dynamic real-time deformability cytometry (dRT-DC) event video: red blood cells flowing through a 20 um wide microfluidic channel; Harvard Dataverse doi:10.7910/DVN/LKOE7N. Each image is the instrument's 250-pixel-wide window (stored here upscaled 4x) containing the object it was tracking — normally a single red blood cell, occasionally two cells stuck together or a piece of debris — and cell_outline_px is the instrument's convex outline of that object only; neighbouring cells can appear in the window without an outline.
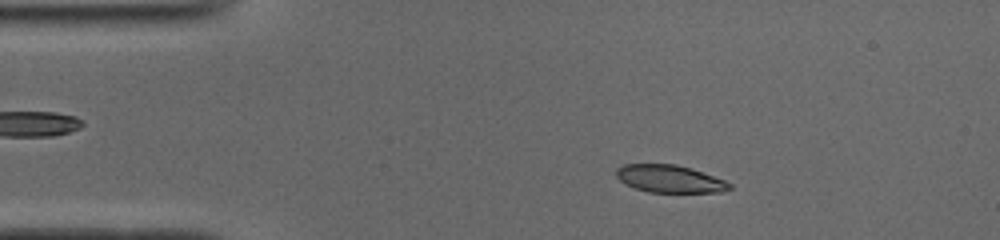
{"species": "common noctule bat (a hibernating species)", "species_latin": "Nyctalus noctula", "temperature_condition": "cold", "stored_images_in_passage": 50, "camera_frame_rate_fps": 3000, "um_per_image_px": 0.085, "animal": {"sex": "male", "body_mass_g": 19.0, "forearm_length_mm": 50.8}, "frame": {"image": 1, "passage_image": 8, "time_ms": 2.333, "image_size_px": [1000, 240], "cell_outline_px": [[732, 188], [720, 192], [648, 192], [624, 184], [616, 176], [616, 168], [624, 164], [676, 164], [692, 168], [724, 180], [732, 184]], "centroid_in_image_um": [56.91, 15.19], "position_along_channel_um": 28.1, "area_um2": 18.21}}
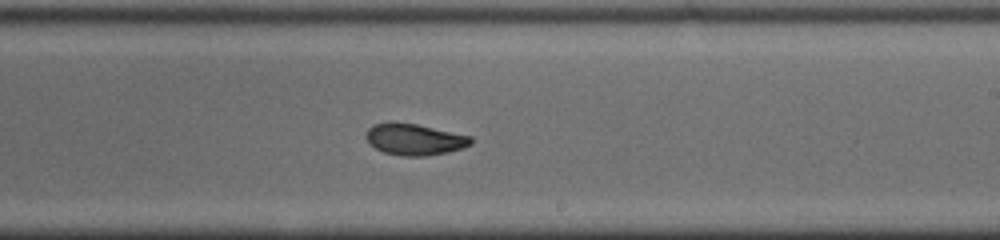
{"frame": {"image": 2, "passage_image": 29, "time_ms": 9.333, "image_size_px": [1000, 240], "cell_outline_px": [[472, 144], [464, 148], [448, 152], [424, 156], [400, 156], [384, 152], [368, 144], [364, 136], [368, 128], [372, 124], [416, 124], [472, 136]], "centroid_in_image_um": [35.25, 11.88], "position_along_channel_um": 253.8, "area_um2": 19.02}}
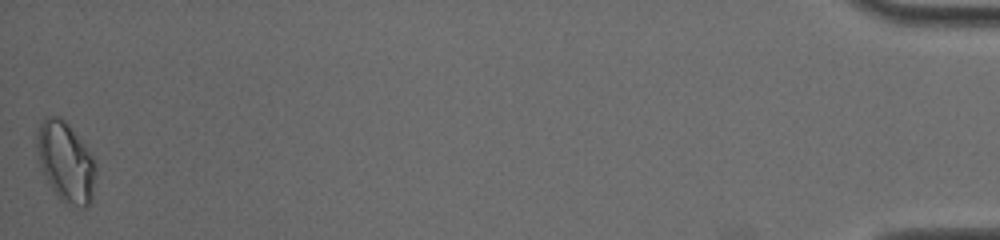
{"frame": {"image": 3, "passage_image": 50, "time_ms": 16.333, "image_size_px": [1000, 240], "cell_outline_px": [[96, 168], [92, 200], [88, 208], [80, 208], [68, 204], [60, 200], [56, 196], [44, 176], [40, 168], [36, 148], [36, 132], [44, 116], [60, 116], [68, 124], [92, 152], [96, 160]], "centroid_in_image_um": [5.59, 13.77], "position_along_channel_um": 429.6, "area_um2": 28.21}, "authors_computed_cell_mechanics": {"area_um2": 19.3919, "velocity_mm_per_s": 3.9343, "shape_relaxation_time_tau1_ms": null, "shape_relaxation_time_tau2_ms": 2.3948, "deformation_change_tau1": null, "deformation_change_tau2": 0.0525}}